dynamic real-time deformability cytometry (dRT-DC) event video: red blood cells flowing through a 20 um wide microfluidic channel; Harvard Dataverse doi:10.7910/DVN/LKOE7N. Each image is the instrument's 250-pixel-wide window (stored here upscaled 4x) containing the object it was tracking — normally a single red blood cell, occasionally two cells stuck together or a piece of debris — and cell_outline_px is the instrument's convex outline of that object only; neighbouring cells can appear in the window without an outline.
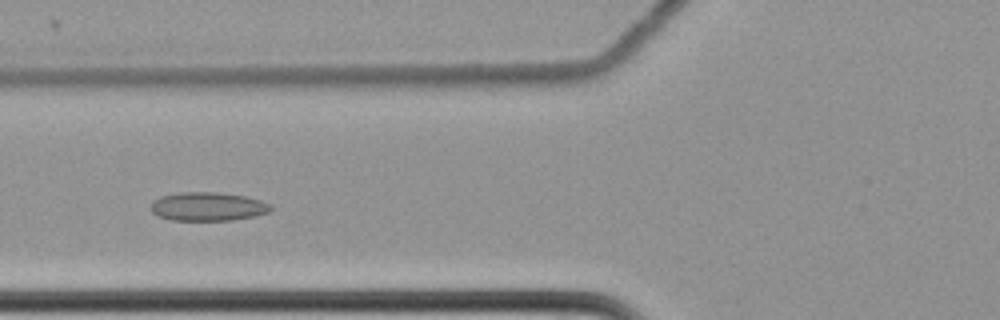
{"species": "common noctule bat (a hibernating species)", "species_latin": "Nyctalus noctula", "temperature_condition": "cold", "stored_images_in_passage": 58, "camera_frame_rate_fps": 3000, "um_per_image_px": 0.085, "animal": {"sex": "female", "body_mass_g": 22.7, "forearm_length_mm": 54.2}, "frame": {"image": 1, "passage_image": 22, "time_ms": 7.0, "image_size_px": [1000, 320], "cell_outline_px": [[272, 208], [268, 212], [256, 216], [232, 220], [172, 220], [160, 216], [152, 212], [148, 208], [152, 200], [160, 196], [184, 192], [216, 192], [244, 196], [260, 200], [272, 204]], "centroid_in_image_um": [17.65, 17.55], "position_along_channel_um": 108.2, "area_um2": 20.11}}
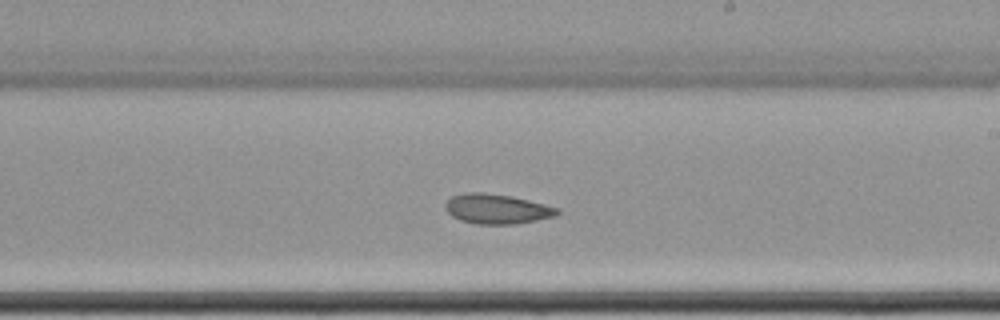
{"frame": {"image": 2, "passage_image": 34, "time_ms": 11.0, "image_size_px": [1000, 320], "cell_outline_px": [[560, 212], [556, 216], [516, 224], [476, 224], [460, 220], [452, 216], [444, 208], [444, 204], [452, 196], [468, 192], [480, 192], [512, 196], [560, 208]], "centroid_in_image_um": [42.24, 17.76], "position_along_channel_um": 246.8, "area_um2": 19.48}}
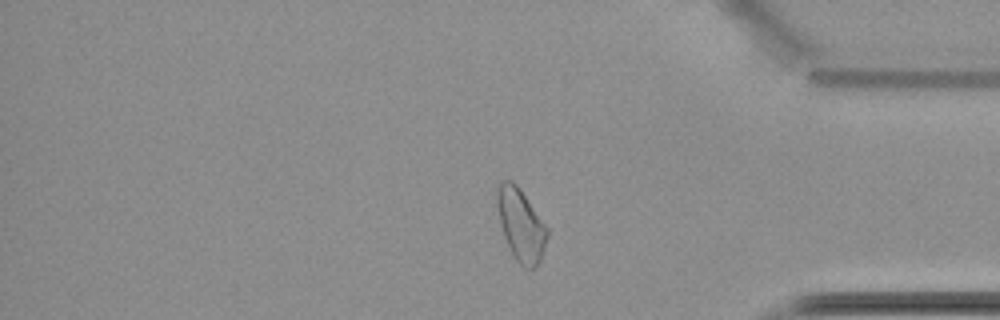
{"frame": {"image": 3, "passage_image": 48, "time_ms": 15.667, "image_size_px": [1000, 320], "cell_outline_px": [[548, 236], [540, 260], [536, 268], [524, 268], [512, 256], [504, 236], [496, 204], [496, 188], [500, 180], [512, 180], [520, 188], [548, 228]], "centroid_in_image_um": [44.26, 19.09], "position_along_channel_um": 390.9, "area_um2": 21.21}, "authors_computed_cell_mechanics": {"area_um2": 20.9814, "velocity_mm_per_s": 3.4699, "shape_relaxation_time_tau1_ms": null, "shape_relaxation_time_tau2_ms": 5.0455, "deformation_change_tau1": null, "deformation_change_tau2": 0.0869}}